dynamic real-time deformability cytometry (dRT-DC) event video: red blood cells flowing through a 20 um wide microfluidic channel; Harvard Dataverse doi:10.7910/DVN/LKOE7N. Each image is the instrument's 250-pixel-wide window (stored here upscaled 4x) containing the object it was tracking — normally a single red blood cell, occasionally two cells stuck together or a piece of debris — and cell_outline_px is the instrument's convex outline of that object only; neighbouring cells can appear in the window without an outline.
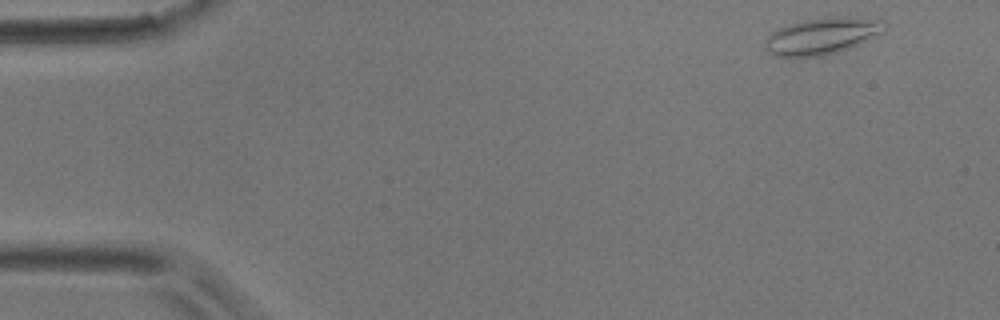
{"species": "common noctule bat (a hibernating species)", "species_latin": "Nyctalus noctula", "temperature_condition": "room temperature", "stored_images_in_passage": 3, "camera_frame_rate_fps": 3000, "um_per_image_px": 0.085, "animal": {"sex": "male", "body_mass_g": 17.9}, "frame": {"image": 1, "passage_image": 1, "time_ms": 0.0, "image_size_px": [1000, 320], "cell_outline_px": [[884, 24], [880, 32], [848, 48], [836, 52], [820, 56], [776, 56], [768, 52], [764, 40], [772, 32], [788, 24], [808, 20], [848, 16], [880, 20]], "centroid_in_image_um": [69.79, 3.06], "position_along_channel_um": 15.2, "area_um2": 24.39}}